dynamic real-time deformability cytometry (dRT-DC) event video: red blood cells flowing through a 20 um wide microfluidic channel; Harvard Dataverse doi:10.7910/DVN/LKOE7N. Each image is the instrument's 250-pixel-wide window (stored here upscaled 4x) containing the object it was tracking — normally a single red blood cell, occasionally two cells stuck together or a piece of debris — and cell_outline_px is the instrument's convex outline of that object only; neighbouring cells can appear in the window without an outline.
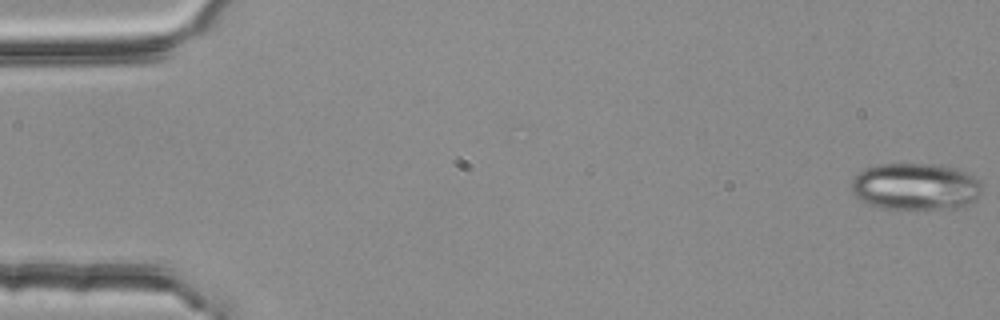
{"species": "common noctule bat (a hibernating species)", "species_latin": "Nyctalus noctula", "temperature_condition": "room temperature", "stored_images_in_passage": 40, "camera_frame_rate_fps": 3000, "um_per_image_px": 0.085, "animal": {"sex": "female", "body_mass_g": 25.1}, "frame": {"image": 1, "passage_image": 1, "time_ms": 0.0, "image_size_px": [1000, 320], "cell_outline_px": [[980, 196], [976, 200], [964, 208], [916, 212], [884, 208], [868, 204], [860, 200], [852, 192], [852, 180], [864, 168], [880, 164], [932, 164], [956, 168], [968, 172], [980, 180]], "centroid_in_image_um": [77.87, 15.91], "position_along_channel_um": 7.1, "area_um2": 36.93}}